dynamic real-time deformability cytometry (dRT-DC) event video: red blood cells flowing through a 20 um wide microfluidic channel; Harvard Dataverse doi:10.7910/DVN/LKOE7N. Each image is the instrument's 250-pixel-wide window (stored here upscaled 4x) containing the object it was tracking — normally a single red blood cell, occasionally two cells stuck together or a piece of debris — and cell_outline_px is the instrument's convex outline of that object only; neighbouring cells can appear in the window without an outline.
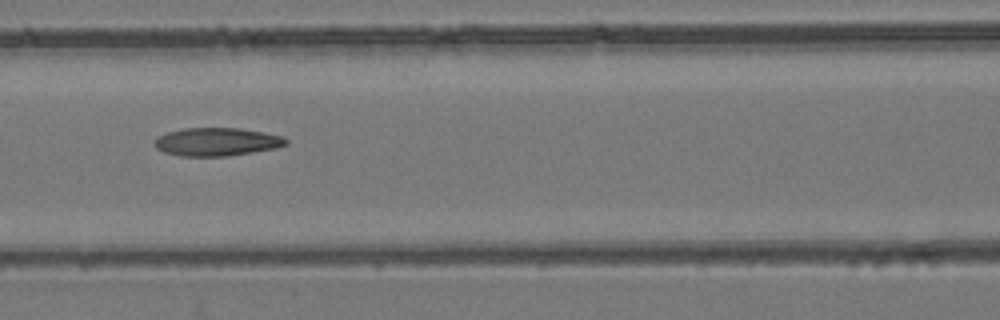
{"species": "common noctule bat (a hibernating species)", "species_latin": "Nyctalus noctula", "temperature_condition": "room temperature", "stored_images_in_passage": 10, "camera_frame_rate_fps": 3000, "um_per_image_px": 0.085, "animal": {"sex": "female", "body_mass_g": 24.6, "forearm_length_mm": 56.2}, "frame": {"image": 1, "passage_image": 7, "time_ms": 7.667, "image_size_px": [1000, 320], "cell_outline_px": [[288, 144], [276, 148], [228, 156], [180, 156], [164, 152], [156, 148], [152, 144], [152, 140], [156, 136], [168, 132], [184, 128], [240, 128], [264, 132], [284, 136], [288, 140]], "centroid_in_image_um": [18.4, 12.05], "position_along_channel_um": 148.2, "area_um2": 21.85}}
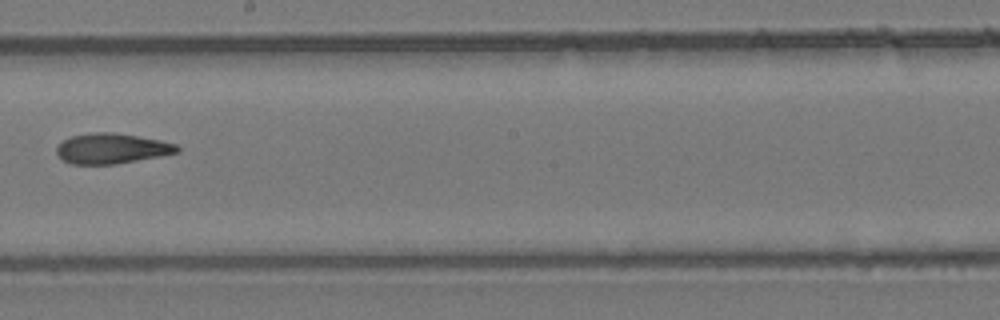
{"frame": {"image": 2, "passage_image": 9, "time_ms": 10.0, "image_size_px": [1000, 320], "cell_outline_px": [[180, 152], [160, 156], [116, 164], [72, 164], [64, 160], [56, 152], [56, 148], [64, 140], [72, 136], [92, 132], [112, 132], [160, 140], [176, 144], [180, 148]], "centroid_in_image_um": [9.52, 12.62], "position_along_channel_um": 238.7, "area_um2": 21.1}}
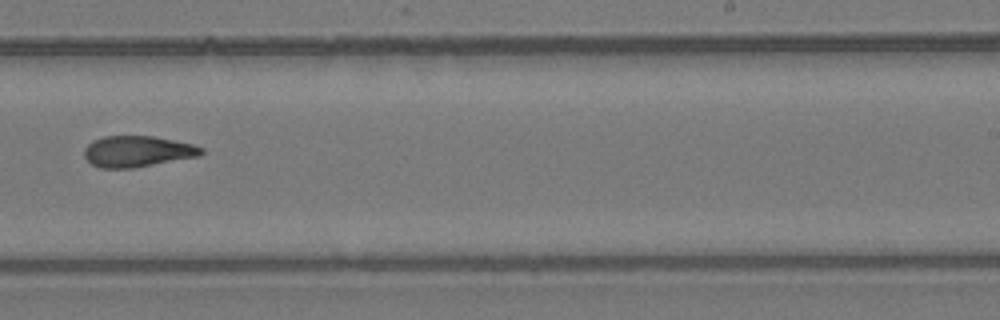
{"frame": {"image": 3, "passage_image": 10, "time_ms": 11.0, "image_size_px": [1000, 320], "cell_outline_px": [[204, 152], [200, 156], [132, 168], [100, 168], [92, 164], [84, 156], [84, 148], [92, 140], [104, 136], [152, 136], [192, 144], [204, 148]], "centroid_in_image_um": [11.67, 12.87], "position_along_channel_um": 277.3, "area_um2": 21.15}}